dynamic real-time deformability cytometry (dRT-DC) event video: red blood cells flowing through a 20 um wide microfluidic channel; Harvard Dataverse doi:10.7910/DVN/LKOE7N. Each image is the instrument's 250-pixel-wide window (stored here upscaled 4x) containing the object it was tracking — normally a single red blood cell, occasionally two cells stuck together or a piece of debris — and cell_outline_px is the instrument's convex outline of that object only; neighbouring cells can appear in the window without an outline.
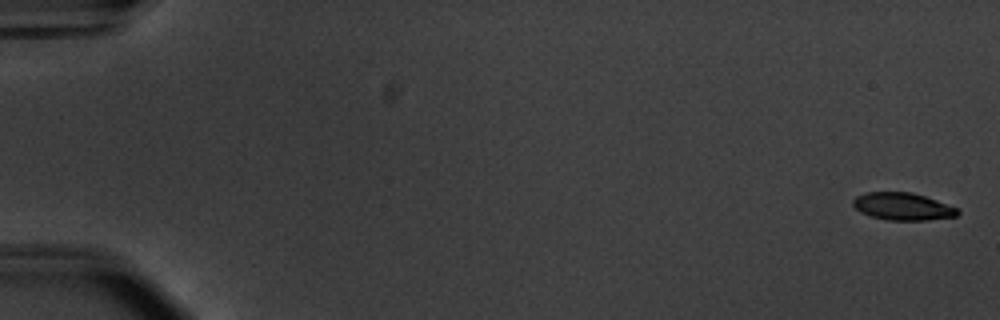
{"species": "common noctule bat (a hibernating species)", "species_latin": "Nyctalus noctula", "temperature_condition": "warm", "stored_images_in_passage": 55, "camera_frame_rate_fps": 3000, "um_per_image_px": 0.085, "animal": {"sex": "male", "body_mass_g": 20.1, "forearm_length_mm": 53.5}, "frame": {"image": 1, "passage_image": 1, "time_ms": 0.0, "image_size_px": [1000, 320], "cell_outline_px": [[960, 212], [956, 216], [928, 220], [888, 220], [872, 216], [860, 212], [852, 204], [852, 200], [856, 196], [864, 192], [912, 192], [936, 200], [956, 208]], "centroid_in_image_um": [76.69, 17.54], "position_along_channel_um": 8.3, "area_um2": 16.59}}
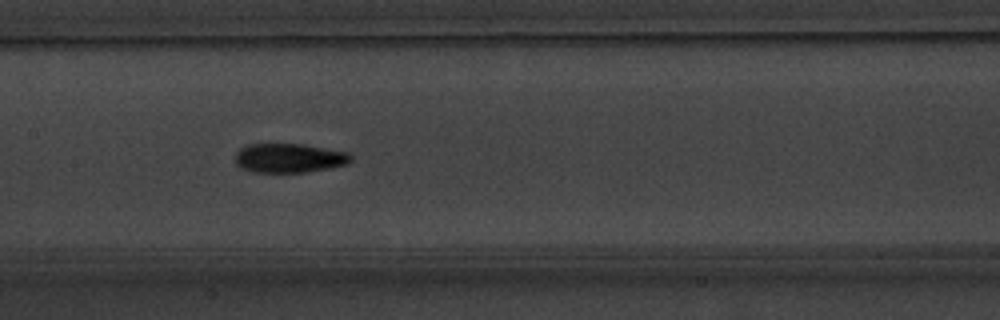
{"frame": {"image": 2, "passage_image": 28, "time_ms": 9.0, "image_size_px": [1000, 320], "cell_outline_px": [[352, 160], [348, 164], [332, 168], [308, 172], [252, 172], [240, 168], [236, 164], [236, 152], [240, 148], [248, 144], [304, 144], [348, 152], [352, 156]], "centroid_in_image_um": [24.6, 13.44], "position_along_channel_um": 182.8, "area_um2": 19.94}}
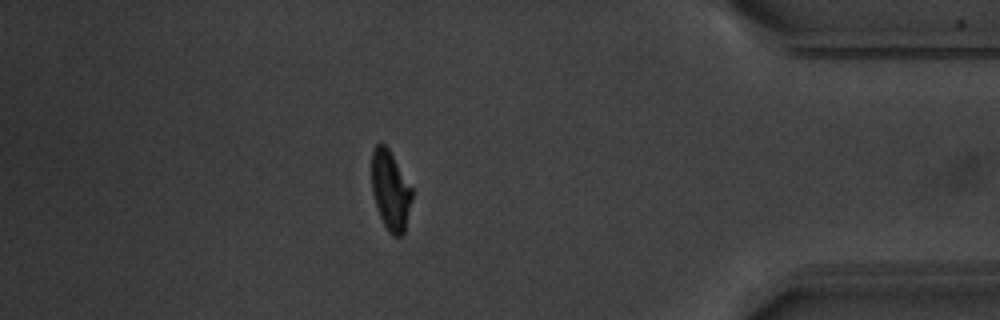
{"frame": {"image": 3, "passage_image": 48, "time_ms": 15.667, "image_size_px": [1000, 320], "cell_outline_px": [[412, 200], [404, 236], [392, 236], [388, 232], [380, 216], [372, 192], [372, 148], [376, 144], [384, 144], [388, 148], [412, 188]], "centroid_in_image_um": [33.2, 16.22], "position_along_channel_um": 402.0, "area_um2": 18.67}, "authors_computed_cell_mechanics": {"area_um2": 19.1896, "velocity_mm_per_s": 3.7714, "shape_relaxation_time_tau1_ms": 2.9468, "shape_relaxation_time_tau2_ms": 2.9087, "deformation_change_tau1": 0.16, "deformation_change_tau2": 0.0909}}